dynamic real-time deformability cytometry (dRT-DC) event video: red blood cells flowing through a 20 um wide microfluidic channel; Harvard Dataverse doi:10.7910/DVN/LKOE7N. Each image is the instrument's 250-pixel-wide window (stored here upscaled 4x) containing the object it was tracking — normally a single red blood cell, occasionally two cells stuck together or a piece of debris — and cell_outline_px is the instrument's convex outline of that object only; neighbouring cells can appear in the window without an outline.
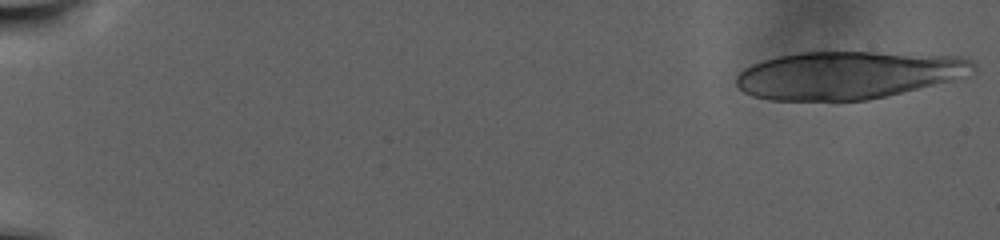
{"species": "human", "species_latin": "Homo sapiens", "temperature_condition": "warm", "stored_images_in_passage": 38, "camera_frame_rate_fps": 3000, "um_per_image_px": 0.085, "donor": {"sex": "male"}, "frame": {"image": 1, "passage_image": 1, "time_ms": 0.0, "image_size_px": [1000, 240], "cell_outline_px": [[976, 68], [968, 76], [952, 80], [868, 100], [768, 100], [752, 96], [744, 92], [736, 84], [736, 76], [744, 68], [752, 64], [764, 60], [780, 56], [804, 52], [872, 52], [960, 56], [972, 60], [976, 64]], "centroid_in_image_um": [72.09, 6.38], "position_along_channel_um": 12.9, "area_um2": 65.78}}